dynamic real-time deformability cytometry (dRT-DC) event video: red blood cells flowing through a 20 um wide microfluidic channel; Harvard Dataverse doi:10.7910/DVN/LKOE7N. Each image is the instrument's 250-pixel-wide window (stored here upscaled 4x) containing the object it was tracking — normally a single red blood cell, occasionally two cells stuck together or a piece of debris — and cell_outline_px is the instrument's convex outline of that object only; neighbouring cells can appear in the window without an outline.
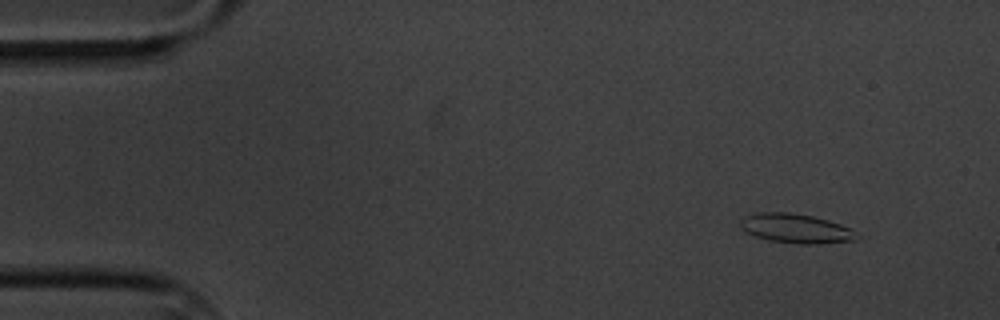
{"species": "common noctule bat (a hibernating species)", "species_latin": "Nyctalus noctula", "temperature_condition": "cold", "stored_images_in_passage": 6, "camera_frame_rate_fps": 3000, "um_per_image_px": 0.085, "animal": {"sex": "male", "body_mass_g": 20.1, "forearm_length_mm": 53.5}, "frame": {"image": 1, "passage_image": 2, "time_ms": 1.333, "image_size_px": [1000, 320], "cell_outline_px": [[856, 240], [816, 244], [800, 244], [772, 240], [756, 236], [740, 228], [740, 220], [744, 216], [760, 212], [788, 212], [812, 216], [828, 220], [852, 228]], "centroid_in_image_um": [67.63, 19.41], "position_along_channel_um": 17.4, "area_um2": 19.59}}